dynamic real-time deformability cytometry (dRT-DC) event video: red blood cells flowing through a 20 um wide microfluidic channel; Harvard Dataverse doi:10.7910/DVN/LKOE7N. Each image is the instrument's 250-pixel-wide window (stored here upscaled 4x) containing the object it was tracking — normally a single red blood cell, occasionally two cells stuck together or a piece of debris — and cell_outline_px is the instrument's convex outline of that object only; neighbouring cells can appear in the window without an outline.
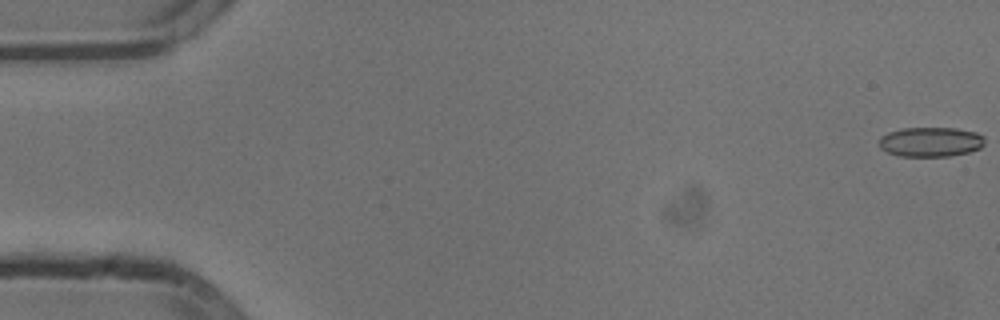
{"species": "common noctule bat (a hibernating species)", "species_latin": "Nyctalus noctula", "temperature_condition": "cold", "stored_images_in_passage": 54, "camera_frame_rate_fps": 3000, "um_per_image_px": 0.085, "animal": {"sex": "male", "body_mass_g": 13.3}, "frame": {"image": 1, "passage_image": 1, "time_ms": 0.0, "image_size_px": [1000, 320], "cell_outline_px": [[984, 144], [980, 148], [968, 152], [948, 156], [900, 156], [888, 152], [880, 148], [880, 136], [888, 132], [904, 128], [956, 128], [976, 132], [984, 136]], "centroid_in_image_um": [79.11, 12.05], "position_along_channel_um": 5.9, "area_um2": 18.21}}
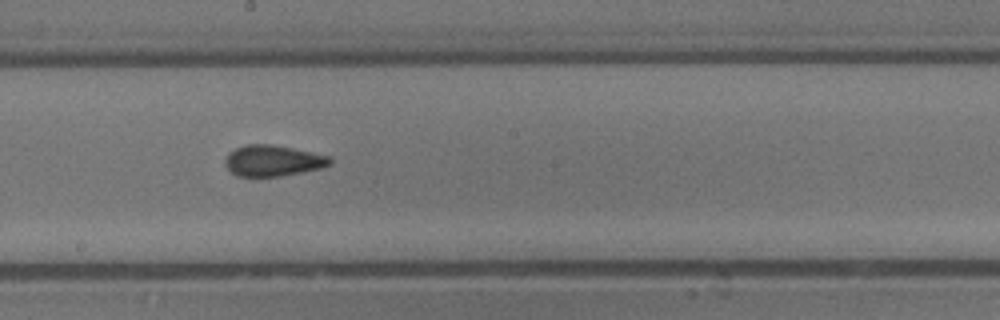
{"frame": {"image": 2, "passage_image": 30, "time_ms": 9.667, "image_size_px": [1000, 320], "cell_outline_px": [[332, 164], [320, 168], [280, 176], [236, 176], [224, 164], [224, 160], [228, 152], [244, 144], [272, 144], [332, 156]], "centroid_in_image_um": [23.19, 13.64], "position_along_channel_um": 225.0, "area_um2": 19.02}}
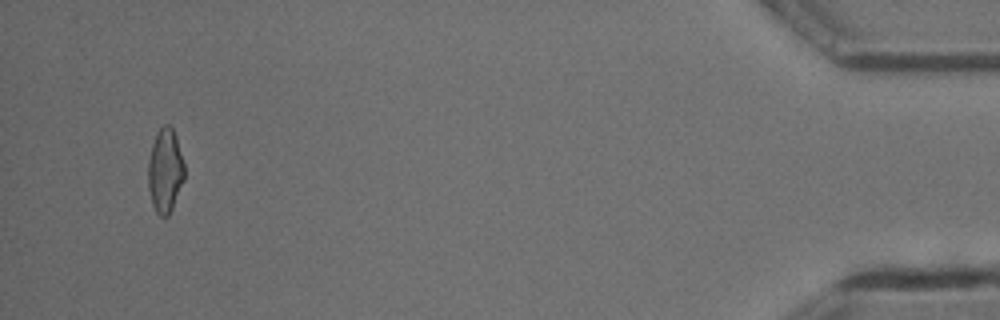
{"frame": {"image": 3, "passage_image": 52, "time_ms": 17.0, "image_size_px": [1000, 320], "cell_outline_px": [[184, 180], [172, 208], [168, 216], [160, 216], [156, 212], [152, 204], [148, 188], [148, 160], [152, 144], [160, 128], [164, 124], [168, 124], [172, 128], [176, 136], [184, 164]], "centroid_in_image_um": [14.03, 14.52], "position_along_channel_um": 421.2, "area_um2": 17.69}, "authors_computed_cell_mechanics": {"area_um2": 18.496, "velocity_mm_per_s": 3.8207, "shape_relaxation_time_tau1_ms": 8.9965, "shape_relaxation_time_tau2_ms": 1.4203, "deformation_change_tau1": 0.1523, "deformation_change_tau2": 0.0777}}